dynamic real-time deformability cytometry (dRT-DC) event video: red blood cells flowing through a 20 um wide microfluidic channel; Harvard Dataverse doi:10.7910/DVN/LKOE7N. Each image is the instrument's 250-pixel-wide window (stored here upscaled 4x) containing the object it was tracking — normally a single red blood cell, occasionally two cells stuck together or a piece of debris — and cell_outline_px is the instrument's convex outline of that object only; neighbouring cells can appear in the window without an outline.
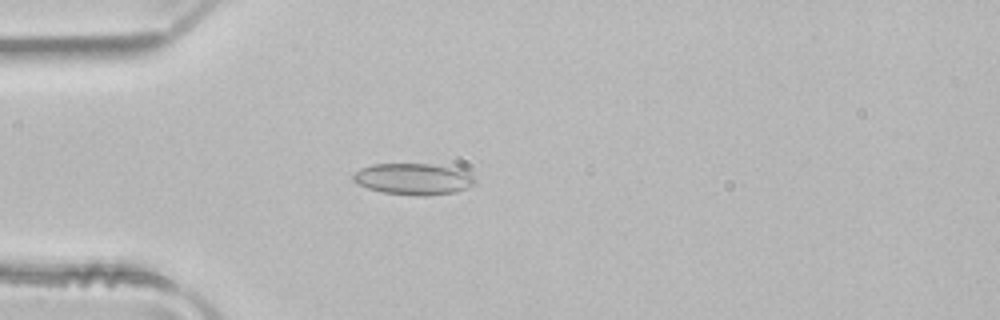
{"species": "common noctule bat (a hibernating species)", "species_latin": "Nyctalus noctula", "temperature_condition": "room temperature", "stored_images_in_passage": 50, "camera_frame_rate_fps": 3000, "um_per_image_px": 0.085, "animal": {"sex": "male", "body_mass_g": 21.5, "forearm_length_mm": 52.0}, "frame": {"image": 1, "passage_image": 14, "time_ms": 4.333, "image_size_px": [1000, 320], "cell_outline_px": [[476, 180], [472, 184], [456, 192], [424, 196], [416, 196], [380, 192], [356, 184], [352, 180], [352, 176], [360, 168], [372, 164], [432, 164], [468, 172]], "centroid_in_image_um": [35.07, 15.22], "position_along_channel_um": 49.9, "area_um2": 22.2}}
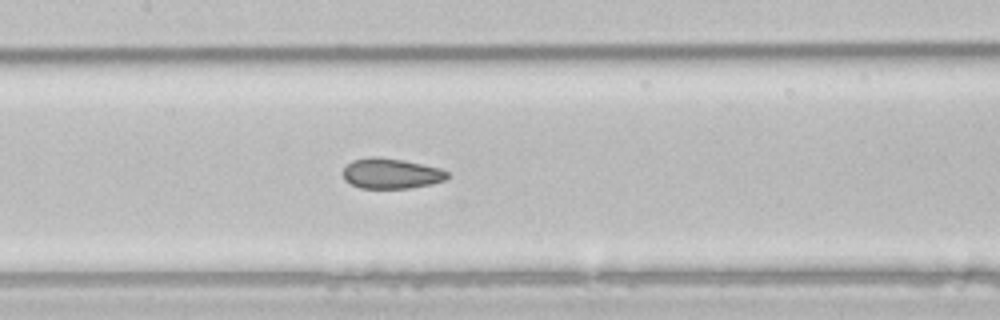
{"frame": {"image": 2, "passage_image": 24, "time_ms": 7.667, "image_size_px": [1000, 320], "cell_outline_px": [[448, 176], [444, 180], [432, 184], [412, 188], [360, 188], [344, 180], [344, 168], [352, 160], [368, 156], [376, 156], [404, 160], [440, 168], [448, 172]], "centroid_in_image_um": [33.24, 14.74], "position_along_channel_um": 174.2, "area_um2": 18.5}}
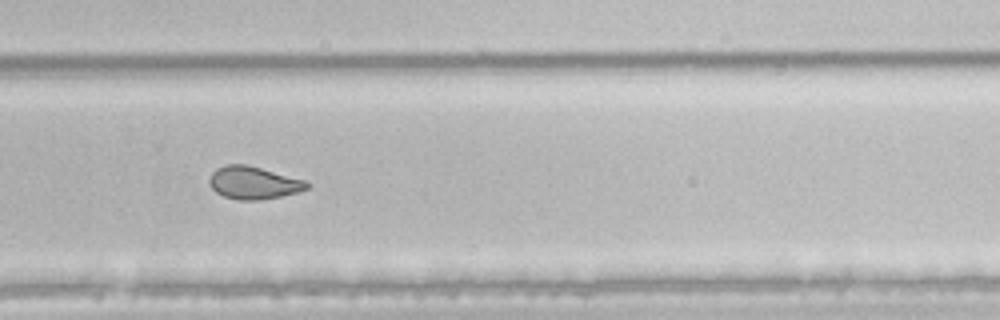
{"frame": {"image": 3, "passage_image": 34, "time_ms": 11.0, "image_size_px": [1000, 320], "cell_outline_px": [[312, 184], [308, 188], [296, 192], [280, 196], [260, 200], [236, 200], [224, 196], [216, 192], [208, 184], [208, 180], [212, 172], [216, 168], [224, 164], [248, 164], [304, 180]], "centroid_in_image_um": [21.51, 15.52], "position_along_channel_um": 308.3, "area_um2": 18.67}, "authors_computed_cell_mechanics": {"area_um2": 20.9814, "velocity_mm_per_s": 4.0368, "shape_relaxation_time_tau1_ms": 5.6796, "shape_relaxation_time_tau2_ms": 1.4828, "deformation_change_tau1": 0.1085, "deformation_change_tau2": 0.0564}}